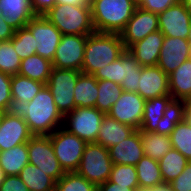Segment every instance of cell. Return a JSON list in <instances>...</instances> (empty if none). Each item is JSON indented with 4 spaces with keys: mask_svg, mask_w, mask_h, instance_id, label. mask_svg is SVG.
Segmentation results:
<instances>
[{
    "mask_svg": "<svg viewBox=\"0 0 191 191\" xmlns=\"http://www.w3.org/2000/svg\"><path fill=\"white\" fill-rule=\"evenodd\" d=\"M33 135L49 136L63 126V116L45 85L29 102L17 109Z\"/></svg>",
    "mask_w": 191,
    "mask_h": 191,
    "instance_id": "cell-1",
    "label": "cell"
},
{
    "mask_svg": "<svg viewBox=\"0 0 191 191\" xmlns=\"http://www.w3.org/2000/svg\"><path fill=\"white\" fill-rule=\"evenodd\" d=\"M125 51L120 34L93 32L87 35L81 72L93 75Z\"/></svg>",
    "mask_w": 191,
    "mask_h": 191,
    "instance_id": "cell-2",
    "label": "cell"
},
{
    "mask_svg": "<svg viewBox=\"0 0 191 191\" xmlns=\"http://www.w3.org/2000/svg\"><path fill=\"white\" fill-rule=\"evenodd\" d=\"M95 32L120 34L136 10L131 0H90Z\"/></svg>",
    "mask_w": 191,
    "mask_h": 191,
    "instance_id": "cell-3",
    "label": "cell"
},
{
    "mask_svg": "<svg viewBox=\"0 0 191 191\" xmlns=\"http://www.w3.org/2000/svg\"><path fill=\"white\" fill-rule=\"evenodd\" d=\"M44 16L62 35H89L95 32L91 5L55 4Z\"/></svg>",
    "mask_w": 191,
    "mask_h": 191,
    "instance_id": "cell-4",
    "label": "cell"
},
{
    "mask_svg": "<svg viewBox=\"0 0 191 191\" xmlns=\"http://www.w3.org/2000/svg\"><path fill=\"white\" fill-rule=\"evenodd\" d=\"M141 69L137 60L125 49L114 62L97 70L93 76L97 80L115 82L121 85L123 91L138 93Z\"/></svg>",
    "mask_w": 191,
    "mask_h": 191,
    "instance_id": "cell-5",
    "label": "cell"
},
{
    "mask_svg": "<svg viewBox=\"0 0 191 191\" xmlns=\"http://www.w3.org/2000/svg\"><path fill=\"white\" fill-rule=\"evenodd\" d=\"M113 163L109 151L102 145L87 143L78 170L79 175L96 186L105 183L110 176Z\"/></svg>",
    "mask_w": 191,
    "mask_h": 191,
    "instance_id": "cell-6",
    "label": "cell"
},
{
    "mask_svg": "<svg viewBox=\"0 0 191 191\" xmlns=\"http://www.w3.org/2000/svg\"><path fill=\"white\" fill-rule=\"evenodd\" d=\"M54 153L64 172H76L87 142L63 127L49 135Z\"/></svg>",
    "mask_w": 191,
    "mask_h": 191,
    "instance_id": "cell-7",
    "label": "cell"
},
{
    "mask_svg": "<svg viewBox=\"0 0 191 191\" xmlns=\"http://www.w3.org/2000/svg\"><path fill=\"white\" fill-rule=\"evenodd\" d=\"M105 113L95 107H76L63 117V128L87 143L96 142Z\"/></svg>",
    "mask_w": 191,
    "mask_h": 191,
    "instance_id": "cell-8",
    "label": "cell"
},
{
    "mask_svg": "<svg viewBox=\"0 0 191 191\" xmlns=\"http://www.w3.org/2000/svg\"><path fill=\"white\" fill-rule=\"evenodd\" d=\"M81 73L78 70L53 67L46 83L56 107L63 117L75 109L74 87Z\"/></svg>",
    "mask_w": 191,
    "mask_h": 191,
    "instance_id": "cell-9",
    "label": "cell"
},
{
    "mask_svg": "<svg viewBox=\"0 0 191 191\" xmlns=\"http://www.w3.org/2000/svg\"><path fill=\"white\" fill-rule=\"evenodd\" d=\"M29 163L37 166L57 182L64 174L49 136L34 135L28 141Z\"/></svg>",
    "mask_w": 191,
    "mask_h": 191,
    "instance_id": "cell-10",
    "label": "cell"
},
{
    "mask_svg": "<svg viewBox=\"0 0 191 191\" xmlns=\"http://www.w3.org/2000/svg\"><path fill=\"white\" fill-rule=\"evenodd\" d=\"M26 27L35 38L36 54L52 62L62 33L44 15L33 17Z\"/></svg>",
    "mask_w": 191,
    "mask_h": 191,
    "instance_id": "cell-11",
    "label": "cell"
},
{
    "mask_svg": "<svg viewBox=\"0 0 191 191\" xmlns=\"http://www.w3.org/2000/svg\"><path fill=\"white\" fill-rule=\"evenodd\" d=\"M87 35H62L52 64L54 68L82 70Z\"/></svg>",
    "mask_w": 191,
    "mask_h": 191,
    "instance_id": "cell-12",
    "label": "cell"
},
{
    "mask_svg": "<svg viewBox=\"0 0 191 191\" xmlns=\"http://www.w3.org/2000/svg\"><path fill=\"white\" fill-rule=\"evenodd\" d=\"M33 136L17 110L3 113L0 119V151L27 143Z\"/></svg>",
    "mask_w": 191,
    "mask_h": 191,
    "instance_id": "cell-13",
    "label": "cell"
},
{
    "mask_svg": "<svg viewBox=\"0 0 191 191\" xmlns=\"http://www.w3.org/2000/svg\"><path fill=\"white\" fill-rule=\"evenodd\" d=\"M145 101L138 93L123 91L107 114L122 124L140 129Z\"/></svg>",
    "mask_w": 191,
    "mask_h": 191,
    "instance_id": "cell-14",
    "label": "cell"
},
{
    "mask_svg": "<svg viewBox=\"0 0 191 191\" xmlns=\"http://www.w3.org/2000/svg\"><path fill=\"white\" fill-rule=\"evenodd\" d=\"M159 30L164 36L188 39L190 34L191 13L179 1L158 14Z\"/></svg>",
    "mask_w": 191,
    "mask_h": 191,
    "instance_id": "cell-15",
    "label": "cell"
},
{
    "mask_svg": "<svg viewBox=\"0 0 191 191\" xmlns=\"http://www.w3.org/2000/svg\"><path fill=\"white\" fill-rule=\"evenodd\" d=\"M159 30L158 14L136 8L124 30L120 33L124 48Z\"/></svg>",
    "mask_w": 191,
    "mask_h": 191,
    "instance_id": "cell-16",
    "label": "cell"
},
{
    "mask_svg": "<svg viewBox=\"0 0 191 191\" xmlns=\"http://www.w3.org/2000/svg\"><path fill=\"white\" fill-rule=\"evenodd\" d=\"M191 43L188 39L164 37L157 66L168 76L190 58Z\"/></svg>",
    "mask_w": 191,
    "mask_h": 191,
    "instance_id": "cell-17",
    "label": "cell"
},
{
    "mask_svg": "<svg viewBox=\"0 0 191 191\" xmlns=\"http://www.w3.org/2000/svg\"><path fill=\"white\" fill-rule=\"evenodd\" d=\"M138 84V94L145 100L170 95L169 76L158 66L142 67Z\"/></svg>",
    "mask_w": 191,
    "mask_h": 191,
    "instance_id": "cell-18",
    "label": "cell"
},
{
    "mask_svg": "<svg viewBox=\"0 0 191 191\" xmlns=\"http://www.w3.org/2000/svg\"><path fill=\"white\" fill-rule=\"evenodd\" d=\"M164 37L158 30L129 46L127 51L141 67L157 66Z\"/></svg>",
    "mask_w": 191,
    "mask_h": 191,
    "instance_id": "cell-19",
    "label": "cell"
},
{
    "mask_svg": "<svg viewBox=\"0 0 191 191\" xmlns=\"http://www.w3.org/2000/svg\"><path fill=\"white\" fill-rule=\"evenodd\" d=\"M108 151L112 163L121 165L135 166L145 155L138 130L120 143L108 148Z\"/></svg>",
    "mask_w": 191,
    "mask_h": 191,
    "instance_id": "cell-20",
    "label": "cell"
},
{
    "mask_svg": "<svg viewBox=\"0 0 191 191\" xmlns=\"http://www.w3.org/2000/svg\"><path fill=\"white\" fill-rule=\"evenodd\" d=\"M0 14L15 31L26 27L27 23L37 16L31 0H0Z\"/></svg>",
    "mask_w": 191,
    "mask_h": 191,
    "instance_id": "cell-21",
    "label": "cell"
},
{
    "mask_svg": "<svg viewBox=\"0 0 191 191\" xmlns=\"http://www.w3.org/2000/svg\"><path fill=\"white\" fill-rule=\"evenodd\" d=\"M136 130L134 127L122 124L105 114L95 143L108 149L128 138Z\"/></svg>",
    "mask_w": 191,
    "mask_h": 191,
    "instance_id": "cell-22",
    "label": "cell"
},
{
    "mask_svg": "<svg viewBox=\"0 0 191 191\" xmlns=\"http://www.w3.org/2000/svg\"><path fill=\"white\" fill-rule=\"evenodd\" d=\"M46 84L16 74L11 77L13 110L29 103Z\"/></svg>",
    "mask_w": 191,
    "mask_h": 191,
    "instance_id": "cell-23",
    "label": "cell"
},
{
    "mask_svg": "<svg viewBox=\"0 0 191 191\" xmlns=\"http://www.w3.org/2000/svg\"><path fill=\"white\" fill-rule=\"evenodd\" d=\"M169 93L173 99L191 102V58L169 75Z\"/></svg>",
    "mask_w": 191,
    "mask_h": 191,
    "instance_id": "cell-24",
    "label": "cell"
},
{
    "mask_svg": "<svg viewBox=\"0 0 191 191\" xmlns=\"http://www.w3.org/2000/svg\"><path fill=\"white\" fill-rule=\"evenodd\" d=\"M28 163V142L0 151V167L5 176L19 175Z\"/></svg>",
    "mask_w": 191,
    "mask_h": 191,
    "instance_id": "cell-25",
    "label": "cell"
},
{
    "mask_svg": "<svg viewBox=\"0 0 191 191\" xmlns=\"http://www.w3.org/2000/svg\"><path fill=\"white\" fill-rule=\"evenodd\" d=\"M98 98V80L89 74L81 73L74 87L76 107H95Z\"/></svg>",
    "mask_w": 191,
    "mask_h": 191,
    "instance_id": "cell-26",
    "label": "cell"
},
{
    "mask_svg": "<svg viewBox=\"0 0 191 191\" xmlns=\"http://www.w3.org/2000/svg\"><path fill=\"white\" fill-rule=\"evenodd\" d=\"M52 69L51 61L34 54L21 61L18 74L46 84Z\"/></svg>",
    "mask_w": 191,
    "mask_h": 191,
    "instance_id": "cell-27",
    "label": "cell"
},
{
    "mask_svg": "<svg viewBox=\"0 0 191 191\" xmlns=\"http://www.w3.org/2000/svg\"><path fill=\"white\" fill-rule=\"evenodd\" d=\"M172 99L171 95H165L146 100L140 129L146 132H155L167 105Z\"/></svg>",
    "mask_w": 191,
    "mask_h": 191,
    "instance_id": "cell-28",
    "label": "cell"
},
{
    "mask_svg": "<svg viewBox=\"0 0 191 191\" xmlns=\"http://www.w3.org/2000/svg\"><path fill=\"white\" fill-rule=\"evenodd\" d=\"M139 131L145 156L159 161L171 148L170 136L155 132Z\"/></svg>",
    "mask_w": 191,
    "mask_h": 191,
    "instance_id": "cell-29",
    "label": "cell"
},
{
    "mask_svg": "<svg viewBox=\"0 0 191 191\" xmlns=\"http://www.w3.org/2000/svg\"><path fill=\"white\" fill-rule=\"evenodd\" d=\"M189 103L183 100L172 99L160 119L155 133L170 136L177 123L184 121L185 112Z\"/></svg>",
    "mask_w": 191,
    "mask_h": 191,
    "instance_id": "cell-30",
    "label": "cell"
},
{
    "mask_svg": "<svg viewBox=\"0 0 191 191\" xmlns=\"http://www.w3.org/2000/svg\"><path fill=\"white\" fill-rule=\"evenodd\" d=\"M135 168L138 176L139 191L163 182L157 160L144 155L135 165Z\"/></svg>",
    "mask_w": 191,
    "mask_h": 191,
    "instance_id": "cell-31",
    "label": "cell"
},
{
    "mask_svg": "<svg viewBox=\"0 0 191 191\" xmlns=\"http://www.w3.org/2000/svg\"><path fill=\"white\" fill-rule=\"evenodd\" d=\"M30 191H54L55 181L37 166L28 163L18 175Z\"/></svg>",
    "mask_w": 191,
    "mask_h": 191,
    "instance_id": "cell-32",
    "label": "cell"
},
{
    "mask_svg": "<svg viewBox=\"0 0 191 191\" xmlns=\"http://www.w3.org/2000/svg\"><path fill=\"white\" fill-rule=\"evenodd\" d=\"M163 182L177 178L189 162L178 150L171 148L159 161Z\"/></svg>",
    "mask_w": 191,
    "mask_h": 191,
    "instance_id": "cell-33",
    "label": "cell"
},
{
    "mask_svg": "<svg viewBox=\"0 0 191 191\" xmlns=\"http://www.w3.org/2000/svg\"><path fill=\"white\" fill-rule=\"evenodd\" d=\"M123 92L121 85L110 80H98V98L95 108L107 114Z\"/></svg>",
    "mask_w": 191,
    "mask_h": 191,
    "instance_id": "cell-34",
    "label": "cell"
},
{
    "mask_svg": "<svg viewBox=\"0 0 191 191\" xmlns=\"http://www.w3.org/2000/svg\"><path fill=\"white\" fill-rule=\"evenodd\" d=\"M171 146L191 161V126L184 120L170 134Z\"/></svg>",
    "mask_w": 191,
    "mask_h": 191,
    "instance_id": "cell-35",
    "label": "cell"
},
{
    "mask_svg": "<svg viewBox=\"0 0 191 191\" xmlns=\"http://www.w3.org/2000/svg\"><path fill=\"white\" fill-rule=\"evenodd\" d=\"M21 61L11 40L0 41V72L10 76L18 74Z\"/></svg>",
    "mask_w": 191,
    "mask_h": 191,
    "instance_id": "cell-36",
    "label": "cell"
},
{
    "mask_svg": "<svg viewBox=\"0 0 191 191\" xmlns=\"http://www.w3.org/2000/svg\"><path fill=\"white\" fill-rule=\"evenodd\" d=\"M54 191H97V186L77 172H65L55 183Z\"/></svg>",
    "mask_w": 191,
    "mask_h": 191,
    "instance_id": "cell-37",
    "label": "cell"
},
{
    "mask_svg": "<svg viewBox=\"0 0 191 191\" xmlns=\"http://www.w3.org/2000/svg\"><path fill=\"white\" fill-rule=\"evenodd\" d=\"M108 180L139 191L138 176L133 165L113 164Z\"/></svg>",
    "mask_w": 191,
    "mask_h": 191,
    "instance_id": "cell-38",
    "label": "cell"
},
{
    "mask_svg": "<svg viewBox=\"0 0 191 191\" xmlns=\"http://www.w3.org/2000/svg\"><path fill=\"white\" fill-rule=\"evenodd\" d=\"M34 39L32 32L27 27L16 30L14 36L10 39L21 60L36 54L37 47Z\"/></svg>",
    "mask_w": 191,
    "mask_h": 191,
    "instance_id": "cell-39",
    "label": "cell"
},
{
    "mask_svg": "<svg viewBox=\"0 0 191 191\" xmlns=\"http://www.w3.org/2000/svg\"><path fill=\"white\" fill-rule=\"evenodd\" d=\"M11 77L4 72H0V110L3 112L13 111Z\"/></svg>",
    "mask_w": 191,
    "mask_h": 191,
    "instance_id": "cell-40",
    "label": "cell"
},
{
    "mask_svg": "<svg viewBox=\"0 0 191 191\" xmlns=\"http://www.w3.org/2000/svg\"><path fill=\"white\" fill-rule=\"evenodd\" d=\"M173 191H191V161L181 174L170 182Z\"/></svg>",
    "mask_w": 191,
    "mask_h": 191,
    "instance_id": "cell-41",
    "label": "cell"
},
{
    "mask_svg": "<svg viewBox=\"0 0 191 191\" xmlns=\"http://www.w3.org/2000/svg\"><path fill=\"white\" fill-rule=\"evenodd\" d=\"M180 0H144L139 7L145 11L160 14L172 5H175Z\"/></svg>",
    "mask_w": 191,
    "mask_h": 191,
    "instance_id": "cell-42",
    "label": "cell"
},
{
    "mask_svg": "<svg viewBox=\"0 0 191 191\" xmlns=\"http://www.w3.org/2000/svg\"><path fill=\"white\" fill-rule=\"evenodd\" d=\"M0 191H30L18 175L5 176Z\"/></svg>",
    "mask_w": 191,
    "mask_h": 191,
    "instance_id": "cell-43",
    "label": "cell"
},
{
    "mask_svg": "<svg viewBox=\"0 0 191 191\" xmlns=\"http://www.w3.org/2000/svg\"><path fill=\"white\" fill-rule=\"evenodd\" d=\"M31 4L36 15H44L56 3L55 0H31Z\"/></svg>",
    "mask_w": 191,
    "mask_h": 191,
    "instance_id": "cell-44",
    "label": "cell"
},
{
    "mask_svg": "<svg viewBox=\"0 0 191 191\" xmlns=\"http://www.w3.org/2000/svg\"><path fill=\"white\" fill-rule=\"evenodd\" d=\"M15 30L6 22L0 14V41H8L14 36Z\"/></svg>",
    "mask_w": 191,
    "mask_h": 191,
    "instance_id": "cell-45",
    "label": "cell"
},
{
    "mask_svg": "<svg viewBox=\"0 0 191 191\" xmlns=\"http://www.w3.org/2000/svg\"><path fill=\"white\" fill-rule=\"evenodd\" d=\"M97 191H134L133 189L118 185L114 182L107 180L105 183H102L97 186Z\"/></svg>",
    "mask_w": 191,
    "mask_h": 191,
    "instance_id": "cell-46",
    "label": "cell"
},
{
    "mask_svg": "<svg viewBox=\"0 0 191 191\" xmlns=\"http://www.w3.org/2000/svg\"><path fill=\"white\" fill-rule=\"evenodd\" d=\"M143 191H173L170 182H161L158 185L148 187Z\"/></svg>",
    "mask_w": 191,
    "mask_h": 191,
    "instance_id": "cell-47",
    "label": "cell"
},
{
    "mask_svg": "<svg viewBox=\"0 0 191 191\" xmlns=\"http://www.w3.org/2000/svg\"><path fill=\"white\" fill-rule=\"evenodd\" d=\"M56 4L90 5V0H55Z\"/></svg>",
    "mask_w": 191,
    "mask_h": 191,
    "instance_id": "cell-48",
    "label": "cell"
},
{
    "mask_svg": "<svg viewBox=\"0 0 191 191\" xmlns=\"http://www.w3.org/2000/svg\"><path fill=\"white\" fill-rule=\"evenodd\" d=\"M184 120L191 126V107L188 105Z\"/></svg>",
    "mask_w": 191,
    "mask_h": 191,
    "instance_id": "cell-49",
    "label": "cell"
},
{
    "mask_svg": "<svg viewBox=\"0 0 191 191\" xmlns=\"http://www.w3.org/2000/svg\"><path fill=\"white\" fill-rule=\"evenodd\" d=\"M186 9L191 13V0H180Z\"/></svg>",
    "mask_w": 191,
    "mask_h": 191,
    "instance_id": "cell-50",
    "label": "cell"
},
{
    "mask_svg": "<svg viewBox=\"0 0 191 191\" xmlns=\"http://www.w3.org/2000/svg\"><path fill=\"white\" fill-rule=\"evenodd\" d=\"M133 2V4L139 8L142 4L144 0H131Z\"/></svg>",
    "mask_w": 191,
    "mask_h": 191,
    "instance_id": "cell-51",
    "label": "cell"
},
{
    "mask_svg": "<svg viewBox=\"0 0 191 191\" xmlns=\"http://www.w3.org/2000/svg\"><path fill=\"white\" fill-rule=\"evenodd\" d=\"M5 174L3 172V169L0 167V184L4 180Z\"/></svg>",
    "mask_w": 191,
    "mask_h": 191,
    "instance_id": "cell-52",
    "label": "cell"
},
{
    "mask_svg": "<svg viewBox=\"0 0 191 191\" xmlns=\"http://www.w3.org/2000/svg\"><path fill=\"white\" fill-rule=\"evenodd\" d=\"M188 40L191 43V25H190V34H189Z\"/></svg>",
    "mask_w": 191,
    "mask_h": 191,
    "instance_id": "cell-53",
    "label": "cell"
},
{
    "mask_svg": "<svg viewBox=\"0 0 191 191\" xmlns=\"http://www.w3.org/2000/svg\"><path fill=\"white\" fill-rule=\"evenodd\" d=\"M3 113H4V112L0 110V119H1V117H2V115H3Z\"/></svg>",
    "mask_w": 191,
    "mask_h": 191,
    "instance_id": "cell-54",
    "label": "cell"
}]
</instances>
